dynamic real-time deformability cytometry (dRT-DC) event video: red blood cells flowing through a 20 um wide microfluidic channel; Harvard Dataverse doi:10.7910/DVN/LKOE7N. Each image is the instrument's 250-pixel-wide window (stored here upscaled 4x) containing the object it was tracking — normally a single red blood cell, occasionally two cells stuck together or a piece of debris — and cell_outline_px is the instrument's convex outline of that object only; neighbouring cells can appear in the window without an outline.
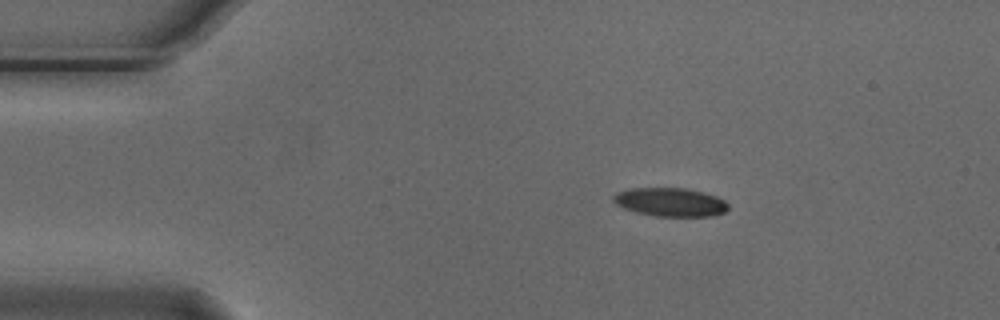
{"species": "Egyptian fruit bat (a non-hibernating species)", "species_latin": "Rousettus aegyptiacus", "temperature_condition": "cold", "stored_images_in_passage": 7, "camera_frame_rate_fps": 3000, "um_per_image_px": 0.085, "animal": {"sex": "male"}, "frame": {"image": 1, "passage_image": 2, "time_ms": 0.333, "image_size_px": [1000, 320], "cell_outline_px": [[728, 208], [724, 212], [712, 216], [656, 216], [636, 212], [624, 208], [616, 204], [612, 200], [612, 196], [616, 192], [628, 188], [684, 188], [704, 192], [716, 196], [724, 200], [728, 204]], "centroid_in_image_um": [56.95, 17.17], "position_along_channel_um": 28.0, "area_um2": 19.19}}
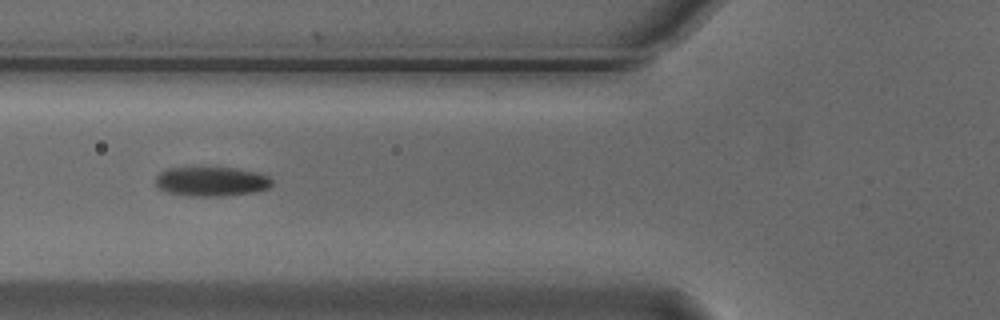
{"frame": {"image": 2, "passage_image": 5, "time_ms": 1.333, "image_size_px": [1000, 320], "cell_outline_px": [[272, 184], [268, 188], [256, 192], [224, 196], [192, 196], [168, 192], [156, 188], [156, 176], [160, 172], [168, 168], [236, 168], [260, 172], [268, 176], [272, 180]], "centroid_in_image_um": [17.99, 15.43], "position_along_channel_um": 107.8, "area_um2": 20.06}}
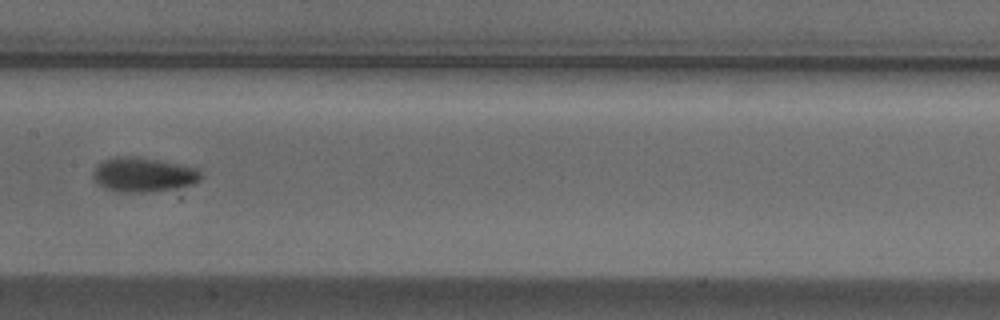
{"frame": {"image": 3, "passage_image": 7, "time_ms": 2.0, "image_size_px": [1000, 320], "cell_outline_px": [[200, 180], [192, 184], [172, 188], [144, 192], [116, 192], [104, 188], [92, 176], [92, 172], [96, 164], [104, 160], [116, 156], [136, 156], [160, 160], [196, 168], [200, 172]], "centroid_in_image_um": [12.12, 14.83], "position_along_channel_um": 195.3, "area_um2": 21.5}}